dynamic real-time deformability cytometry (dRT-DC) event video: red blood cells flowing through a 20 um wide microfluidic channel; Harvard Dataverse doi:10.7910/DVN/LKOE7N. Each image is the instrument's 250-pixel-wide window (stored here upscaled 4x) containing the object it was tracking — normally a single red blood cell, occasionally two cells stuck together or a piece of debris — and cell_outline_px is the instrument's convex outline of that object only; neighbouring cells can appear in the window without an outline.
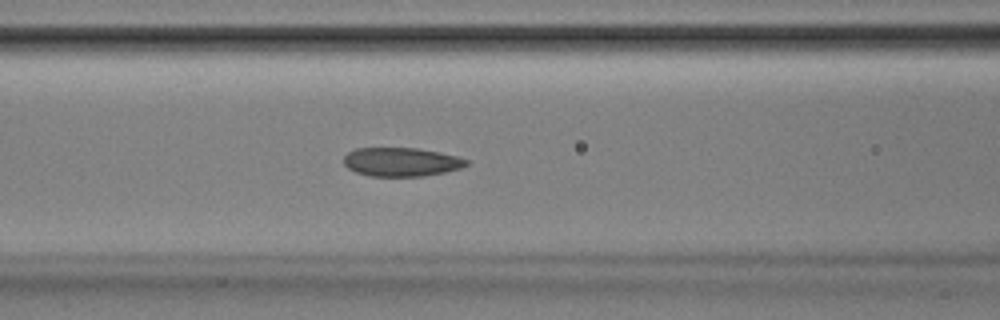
{"species": "Egyptian fruit bat (a non-hibernating species)", "species_latin": "Rousettus aegyptiacus", "temperature_condition": "room temperature", "stored_images_in_passage": 38, "camera_frame_rate_fps": 3000, "um_per_image_px": 0.085, "animal": {"sex": "male"}, "frame": {"image": 1, "passage_image": 7, "time_ms": 2.0, "image_size_px": [1000, 320], "cell_outline_px": [[468, 164], [460, 168], [444, 172], [424, 176], [368, 176], [356, 172], [348, 168], [344, 164], [344, 156], [348, 152], [356, 148], [420, 148], [440, 152], [456, 156], [468, 160]], "centroid_in_image_um": [34.09, 13.76], "position_along_channel_um": 132.5, "area_um2": 20.58}}
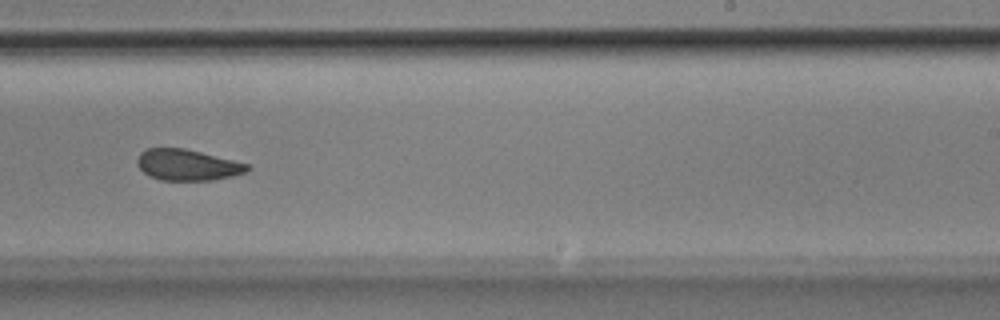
{"frame": {"image": 2, "passage_image": 18, "time_ms": 5.667, "image_size_px": [1000, 320], "cell_outline_px": [[252, 168], [248, 172], [232, 176], [212, 180], [160, 180], [148, 176], [136, 164], [136, 160], [140, 152], [148, 148], [184, 148], [248, 164]], "centroid_in_image_um": [15.91, 14.02], "position_along_channel_um": 273.1, "area_um2": 19.94}}
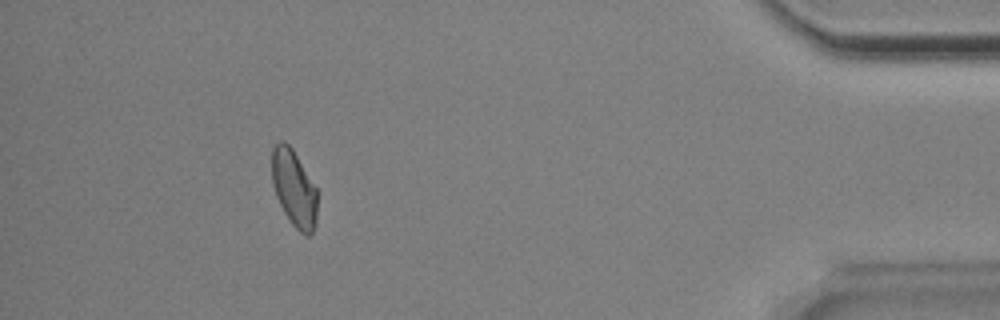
{"frame": {"image": 3, "passage_image": 33, "time_ms": 10.667, "image_size_px": [1000, 320], "cell_outline_px": [[316, 224], [312, 232], [308, 236], [304, 236], [292, 224], [284, 212], [276, 196], [272, 184], [272, 148], [280, 140], [284, 140], [292, 148], [316, 188]], "centroid_in_image_um": [24.97, 16.01], "position_along_channel_um": 410.2, "area_um2": 20.17}, "authors_computed_cell_mechanics": {"area_um2": 20.5768, "velocity_mm_per_s": 3.8511, "shape_relaxation_time_tau1_ms": null, "shape_relaxation_time_tau2_ms": 6.9494, "deformation_change_tau1": null, "deformation_change_tau2": 0.1046}}